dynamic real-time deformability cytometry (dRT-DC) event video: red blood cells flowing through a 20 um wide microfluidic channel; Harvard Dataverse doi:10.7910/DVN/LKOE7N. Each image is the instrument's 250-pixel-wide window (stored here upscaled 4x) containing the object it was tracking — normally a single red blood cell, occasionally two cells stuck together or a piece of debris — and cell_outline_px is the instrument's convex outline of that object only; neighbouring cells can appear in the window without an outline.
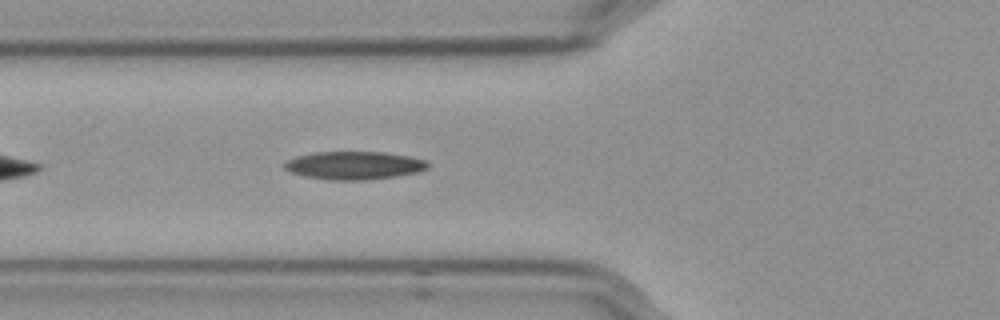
{"species": "Egyptian fruit bat (a non-hibernating species)", "species_latin": "Rousettus aegyptiacus", "temperature_condition": "cold", "stored_images_in_passage": 36, "camera_frame_rate_fps": 3000, "um_per_image_px": 0.085, "frame": {"image": 1, "passage_image": 6, "time_ms": 1.667, "image_size_px": [1000, 320], "cell_outline_px": [[428, 168], [416, 172], [392, 176], [364, 180], [328, 180], [308, 176], [292, 172], [284, 168], [284, 164], [288, 160], [296, 156], [316, 152], [384, 152], [408, 156], [428, 160]], "centroid_in_image_um": [30.11, 14.05], "position_along_channel_um": 95.7, "area_um2": 23.12}}